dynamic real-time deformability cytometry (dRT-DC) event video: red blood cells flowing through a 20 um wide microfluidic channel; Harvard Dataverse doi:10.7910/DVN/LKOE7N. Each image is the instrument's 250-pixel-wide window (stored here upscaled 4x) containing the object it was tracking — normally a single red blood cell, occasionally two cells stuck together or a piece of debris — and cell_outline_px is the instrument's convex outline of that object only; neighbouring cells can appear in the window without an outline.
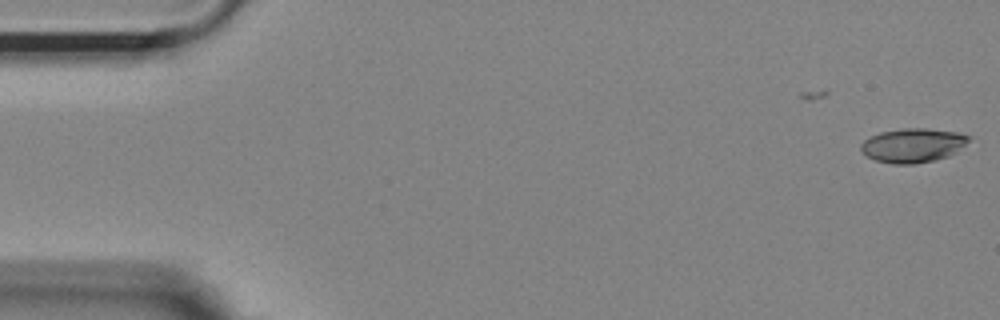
{"species": "Egyptian fruit bat (a non-hibernating species)", "species_latin": "Rousettus aegyptiacus", "temperature_condition": "room temperature", "stored_images_in_passage": 6, "camera_frame_rate_fps": 3000, "um_per_image_px": 0.085, "animal": {"sex": "female"}, "frame": {"image": 1, "passage_image": 6, "time_ms": 1.667, "image_size_px": [1000, 320], "cell_outline_px": [[968, 140], [956, 152], [948, 156], [936, 160], [916, 164], [892, 164], [876, 160], [868, 156], [860, 148], [860, 144], [864, 140], [880, 132], [904, 128], [928, 128], [956, 132], [968, 136]], "centroid_in_image_um": [77.58, 12.36], "position_along_channel_um": 7.4, "area_um2": 21.27}}